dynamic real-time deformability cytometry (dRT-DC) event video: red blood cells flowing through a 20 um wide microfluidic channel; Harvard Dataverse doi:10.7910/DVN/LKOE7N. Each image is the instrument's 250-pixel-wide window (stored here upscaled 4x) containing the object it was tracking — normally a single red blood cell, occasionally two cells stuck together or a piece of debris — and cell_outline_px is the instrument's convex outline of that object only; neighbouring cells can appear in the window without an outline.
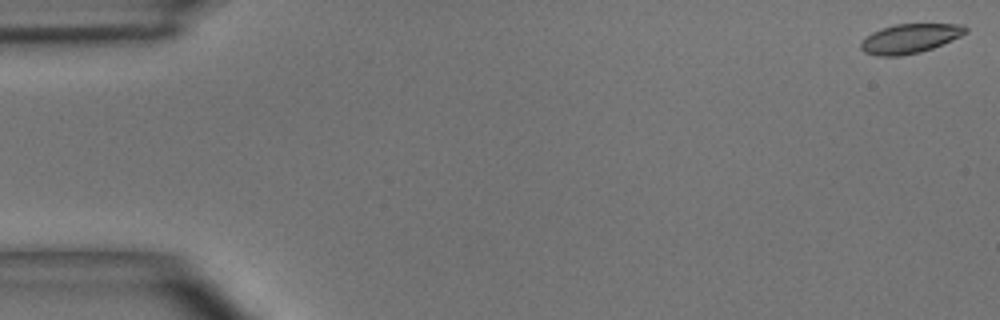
{"species": "common noctule bat (a hibernating species)", "species_latin": "Nyctalus noctula", "temperature_condition": "room temperature", "stored_images_in_passage": 50, "camera_frame_rate_fps": 3000, "um_per_image_px": 0.085, "animal": {"sex": "male", "body_mass_g": 15.6}, "frame": {"image": 1, "passage_image": 1, "time_ms": 0.0, "image_size_px": [1000, 320], "cell_outline_px": [[968, 32], [952, 40], [932, 48], [920, 52], [900, 56], [876, 56], [864, 52], [860, 48], [860, 44], [872, 32], [896, 24], [964, 24], [968, 28]], "centroid_in_image_um": [77.37, 3.28], "position_along_channel_um": 7.6, "area_um2": 17.8}}
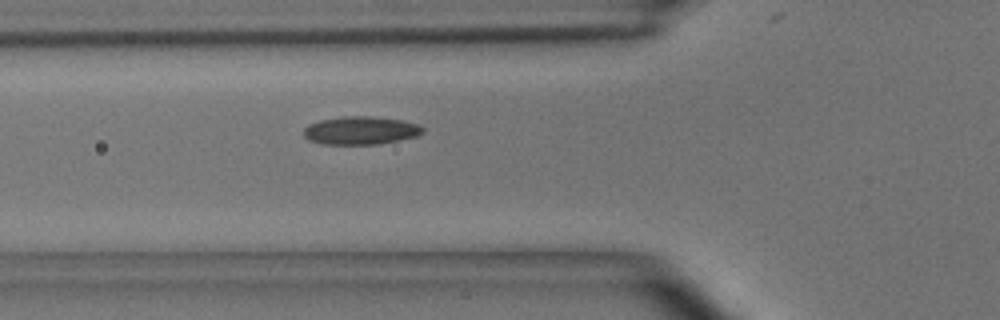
{"frame": {"image": 2, "passage_image": 18, "time_ms": 5.667, "image_size_px": [1000, 320], "cell_outline_px": [[424, 132], [416, 136], [400, 140], [380, 144], [324, 144], [308, 140], [304, 136], [304, 128], [308, 124], [320, 120], [344, 116], [372, 116], [400, 120], [416, 124], [424, 128]], "centroid_in_image_um": [30.64, 11.09], "position_along_channel_um": 95.2, "area_um2": 19.48}}
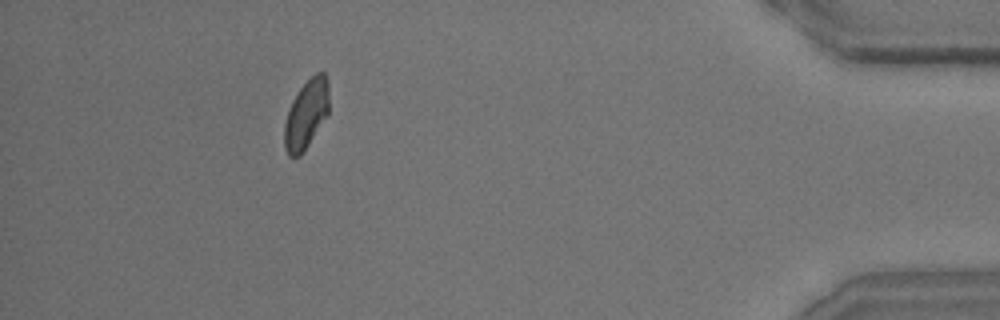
{"frame": {"image": 3, "passage_image": 46, "time_ms": 15.0, "image_size_px": [1000, 320], "cell_outline_px": [[328, 116], [300, 156], [288, 156], [284, 148], [284, 124], [288, 108], [292, 100], [300, 88], [316, 72], [324, 72], [328, 80]], "centroid_in_image_um": [26.02, 9.72], "position_along_channel_um": 409.2, "area_um2": 18.03}, "authors_computed_cell_mechanics": {"area_um2": 18.5249, "velocity_mm_per_s": 3.9521, "shape_relaxation_time_tau1_ms": 4.3566, "shape_relaxation_time_tau2_ms": 1.8324, "deformation_change_tau1": 0.1104, "deformation_change_tau2": 0.0642}}